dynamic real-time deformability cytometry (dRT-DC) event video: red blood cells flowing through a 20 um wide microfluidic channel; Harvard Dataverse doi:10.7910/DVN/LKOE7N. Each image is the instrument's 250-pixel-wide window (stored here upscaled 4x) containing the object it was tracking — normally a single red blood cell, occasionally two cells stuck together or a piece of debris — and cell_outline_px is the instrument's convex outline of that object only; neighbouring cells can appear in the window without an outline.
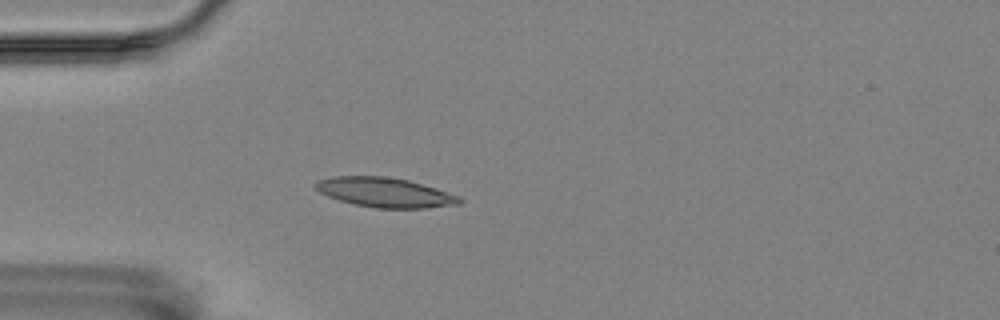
{"species": "Egyptian fruit bat (a non-hibernating species)", "species_latin": "Rousettus aegyptiacus", "temperature_condition": "room temperature", "stored_images_in_passage": 4, "camera_frame_rate_fps": 3000, "um_per_image_px": 0.085, "animal": {"sex": "female"}, "frame": {"image": 1, "passage_image": 4, "time_ms": 1.0, "image_size_px": [1000, 320], "cell_outline_px": [[464, 200], [460, 204], [424, 208], [376, 208], [356, 204], [340, 200], [328, 196], [320, 192], [312, 184], [316, 180], [332, 176], [384, 176], [408, 180], [436, 188], [460, 196]], "centroid_in_image_um": [32.72, 16.35], "position_along_channel_um": 52.3, "area_um2": 24.85}}